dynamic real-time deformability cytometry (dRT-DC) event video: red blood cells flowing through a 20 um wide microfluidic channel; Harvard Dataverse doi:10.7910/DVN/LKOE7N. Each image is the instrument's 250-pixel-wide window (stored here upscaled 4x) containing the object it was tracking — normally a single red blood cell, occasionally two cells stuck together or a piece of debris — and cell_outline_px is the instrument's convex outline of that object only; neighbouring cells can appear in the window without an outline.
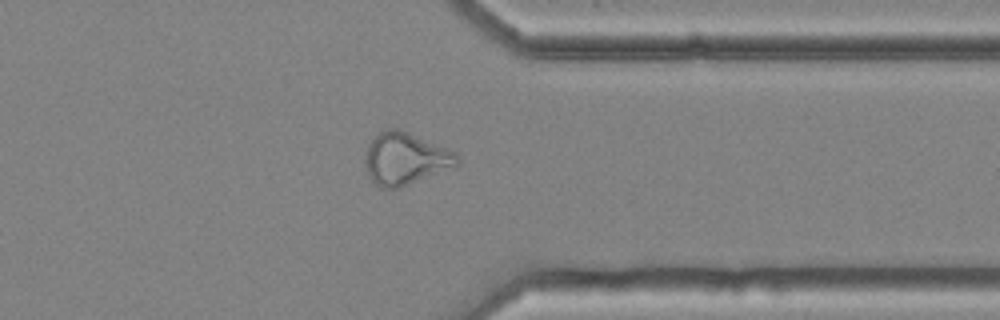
{"species": "common noctule bat (a hibernating species)", "species_latin": "Nyctalus noctula", "temperature_condition": "cold", "stored_images_in_passage": 38, "camera_frame_rate_fps": 3000, "um_per_image_px": 0.085, "animal": {"sex": "female", "body_mass_g": 25.1}, "frame": {"image": 1, "passage_image": 27, "time_ms": 8.667, "image_size_px": [1000, 320], "cell_outline_px": [[460, 160], [456, 164], [400, 188], [380, 188], [368, 176], [364, 160], [364, 156], [368, 144], [380, 132], [388, 128], [400, 128], [448, 148], [456, 152]], "centroid_in_image_um": [34.4, 13.46], "position_along_channel_um": 377.0, "area_um2": 27.74}, "authors_computed_cell_mechanics": {"area_um2": 26.0967, "velocity_mm_per_s": 3.6397, "shape_relaxation_time_tau1_ms": null, "shape_relaxation_time_tau2_ms": 2.9379, "deformation_change_tau1": null, "deformation_change_tau2": 0.115}}